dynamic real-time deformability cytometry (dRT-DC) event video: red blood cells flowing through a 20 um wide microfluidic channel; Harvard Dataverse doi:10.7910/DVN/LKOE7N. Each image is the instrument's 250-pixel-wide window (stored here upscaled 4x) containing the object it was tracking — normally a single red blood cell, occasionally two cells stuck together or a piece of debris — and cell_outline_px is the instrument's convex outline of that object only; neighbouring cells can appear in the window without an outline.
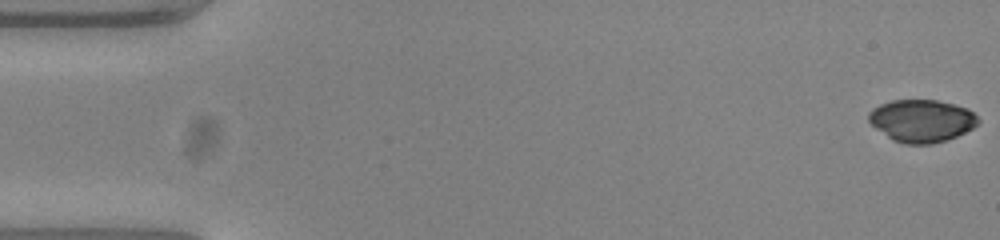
{"species": "common noctule bat (a hibernating species)", "species_latin": "Nyctalus noctula", "temperature_condition": "warm", "stored_images_in_passage": 51, "camera_frame_rate_fps": 3000, "um_per_image_px": 0.085, "animal": {"sex": "female", "body_mass_g": 23.0, "forearm_length_mm": 53.4}, "frame": {"image": 1, "passage_image": 1, "time_ms": 0.0, "image_size_px": [1000, 240], "cell_outline_px": [[980, 120], [972, 128], [956, 136], [932, 144], [904, 144], [892, 140], [876, 128], [868, 120], [868, 112], [872, 108], [880, 104], [892, 100], [936, 100], [968, 108]], "centroid_in_image_um": [78.31, 10.26], "position_along_channel_um": 6.7, "area_um2": 26.93}}
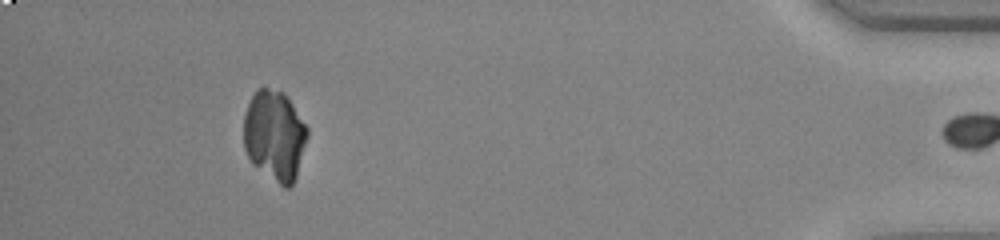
{"frame": {"image": 2, "passage_image": 50, "time_ms": 16.333, "image_size_px": [1000, 240], "cell_outline_px": [[308, 136], [296, 176], [292, 184], [288, 188], [284, 188], [252, 164], [244, 148], [244, 116], [248, 104], [256, 88], [268, 88], [284, 92], [288, 96], [308, 128]], "centroid_in_image_um": [23.34, 11.5], "position_along_channel_um": 411.9, "area_um2": 33.58}}